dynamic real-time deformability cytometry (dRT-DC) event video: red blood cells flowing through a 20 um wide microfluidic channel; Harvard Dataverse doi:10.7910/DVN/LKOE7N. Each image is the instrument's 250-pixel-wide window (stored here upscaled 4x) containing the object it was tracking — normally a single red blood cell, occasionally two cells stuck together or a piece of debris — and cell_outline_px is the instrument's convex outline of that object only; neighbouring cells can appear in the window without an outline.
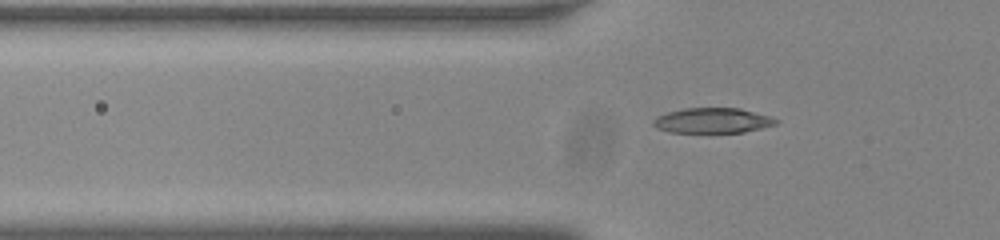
{"species": "common noctule bat (a hibernating species)", "species_latin": "Nyctalus noctula", "temperature_condition": "room temperature", "stored_images_in_passage": 45, "camera_frame_rate_fps": 3000, "um_per_image_px": 0.085, "animal": {"sex": "male", "body_mass_g": 20.0, "forearm_length_mm": 53.3}, "frame": {"image": 1, "passage_image": 11, "time_ms": 3.333, "image_size_px": [1000, 240], "cell_outline_px": [[780, 120], [776, 124], [744, 132], [668, 132], [656, 128], [652, 124], [652, 120], [656, 116], [668, 112], [684, 108], [740, 108], [768, 116]], "centroid_in_image_um": [60.52, 10.24], "position_along_channel_um": 65.3, "area_um2": 17.92}}
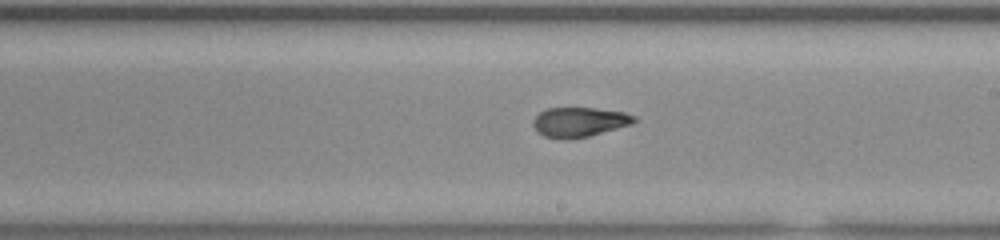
{"frame": {"image": 2, "passage_image": 25, "time_ms": 8.0, "image_size_px": [1000, 240], "cell_outline_px": [[640, 120], [632, 124], [588, 136], [568, 140], [564, 140], [544, 136], [536, 132], [532, 124], [532, 120], [540, 112], [548, 108], [596, 108], [624, 112], [636, 116]], "centroid_in_image_um": [49.24, 10.38], "position_along_channel_um": 239.8, "area_um2": 17.69}}
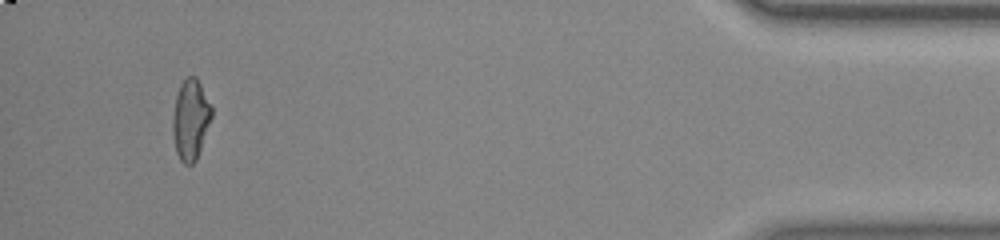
{"frame": {"image": 3, "passage_image": 44, "time_ms": 14.333, "image_size_px": [1000, 240], "cell_outline_px": [[212, 116], [196, 160], [192, 164], [184, 164], [180, 160], [176, 152], [172, 136], [172, 120], [176, 96], [180, 84], [188, 76], [196, 76], [212, 108]], "centroid_in_image_um": [16.18, 10.17], "position_along_channel_um": 419.0, "area_um2": 18.09}}